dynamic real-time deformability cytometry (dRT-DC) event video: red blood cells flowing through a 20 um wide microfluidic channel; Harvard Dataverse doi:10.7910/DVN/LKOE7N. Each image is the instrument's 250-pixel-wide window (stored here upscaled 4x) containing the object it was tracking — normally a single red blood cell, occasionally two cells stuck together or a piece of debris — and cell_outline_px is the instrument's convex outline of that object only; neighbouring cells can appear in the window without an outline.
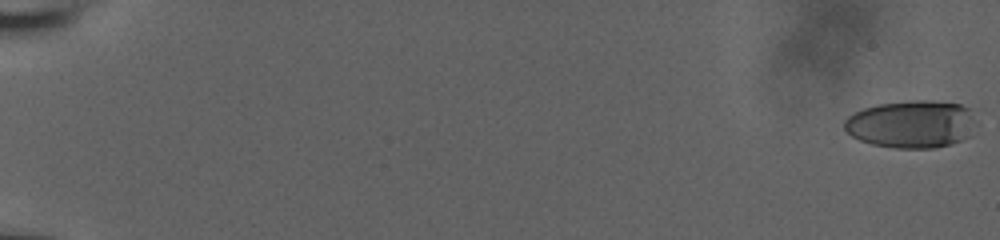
{"species": "human", "species_latin": "Homo sapiens", "temperature_condition": "room temperature", "stored_images_in_passage": 58, "camera_frame_rate_fps": 3000, "um_per_image_px": 0.085, "donor": {"sex": "male"}, "frame": {"image": 1, "passage_image": 1, "time_ms": 0.0, "image_size_px": [1000, 240], "cell_outline_px": [[968, 136], [952, 144], [932, 148], [892, 148], [872, 144], [860, 140], [852, 136], [844, 128], [844, 120], [848, 116], [864, 108], [876, 104], [912, 100], [928, 100], [960, 104], [968, 108]], "centroid_in_image_um": [77.34, 10.55], "position_along_channel_um": 7.7, "area_um2": 35.72}}
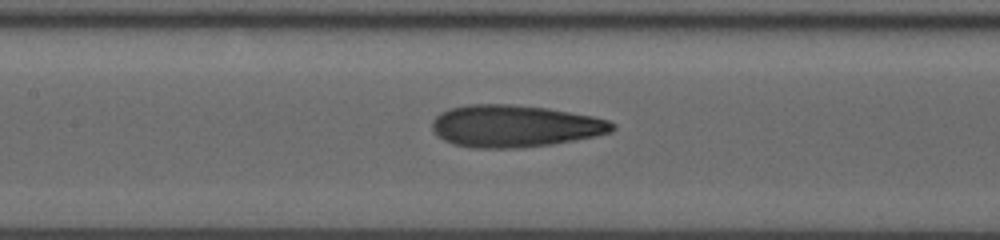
{"frame": {"image": 2, "passage_image": 31, "time_ms": 10.0, "image_size_px": [1000, 240], "cell_outline_px": [[616, 128], [612, 132], [596, 136], [576, 140], [552, 144], [520, 148], [472, 148], [452, 144], [436, 136], [432, 128], [432, 120], [440, 112], [448, 108], [468, 104], [512, 104], [548, 108], [592, 116], [608, 120], [616, 124]], "centroid_in_image_um": [43.74, 10.72], "position_along_channel_um": 163.7, "area_um2": 44.68}}
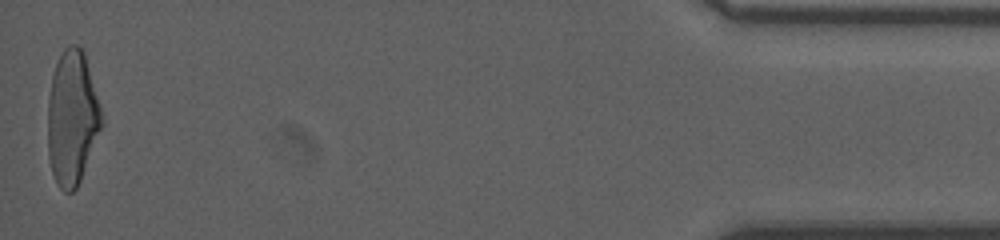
{"frame": {"image": 3, "passage_image": 58, "time_ms": 19.0, "image_size_px": [1000, 240], "cell_outline_px": [[104, 124], [80, 180], [76, 188], [72, 192], [64, 192], [56, 184], [52, 172], [48, 156], [48, 96], [52, 76], [56, 64], [64, 48], [68, 44], [76, 44], [84, 52], [104, 120]], "centroid_in_image_um": [6.13, 10.04], "position_along_channel_um": 429.1, "area_um2": 42.19}, "authors_computed_cell_mechanics": {"area_um2": 41.905, "velocity_mm_per_s": 3.8557, "shape_relaxation_time_tau1_ms": 6.33, "shape_relaxation_time_tau2_ms": 1.651, "deformation_change_tau1": 0.2329, "deformation_change_tau2": 0.1124}}